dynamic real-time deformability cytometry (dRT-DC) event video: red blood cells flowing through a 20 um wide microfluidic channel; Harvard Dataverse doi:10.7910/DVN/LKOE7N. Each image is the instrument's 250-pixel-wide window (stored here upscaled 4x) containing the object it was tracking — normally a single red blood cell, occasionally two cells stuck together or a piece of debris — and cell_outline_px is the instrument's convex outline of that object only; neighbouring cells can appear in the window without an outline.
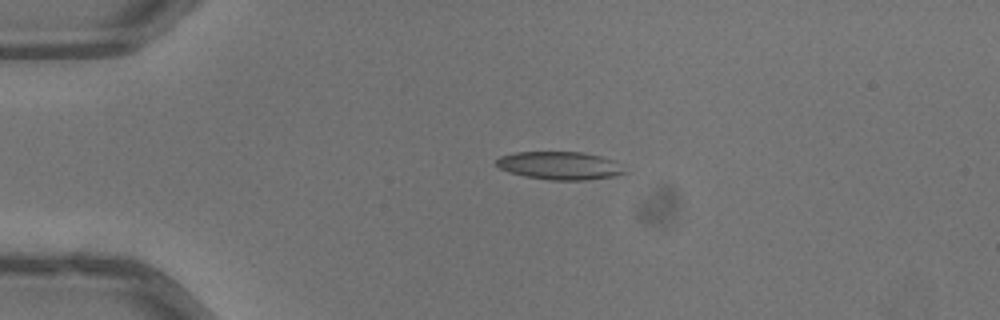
{"species": "common noctule bat (a hibernating species)", "species_latin": "Nyctalus noctula", "temperature_condition": "warm", "stored_images_in_passage": 41, "camera_frame_rate_fps": 3000, "um_per_image_px": 0.085, "animal": {"sex": "male", "body_mass_g": 13.3}, "frame": {"image": 1, "passage_image": 1, "time_ms": 0.0, "image_size_px": [1000, 320], "cell_outline_px": [[624, 172], [612, 176], [584, 180], [548, 180], [524, 176], [508, 172], [500, 168], [496, 164], [496, 160], [500, 156], [516, 152], [580, 152], [600, 156], [612, 160]], "centroid_in_image_um": [47.47, 14.07], "position_along_channel_um": 37.5, "area_um2": 20.52}}
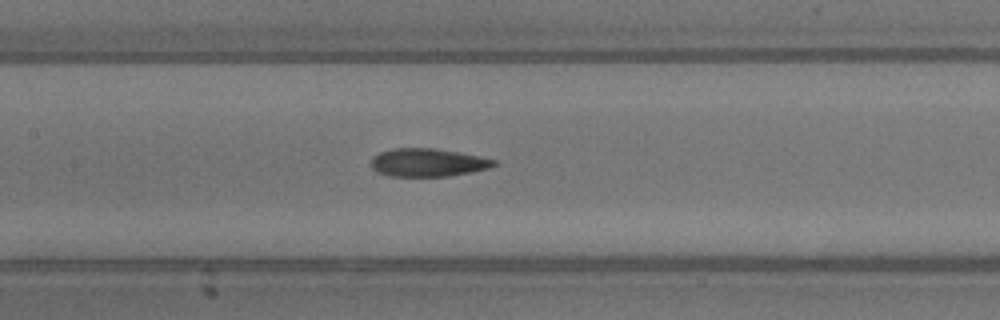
{"frame": {"image": 2, "passage_image": 14, "time_ms": 4.333, "image_size_px": [1000, 320], "cell_outline_px": [[496, 164], [488, 168], [472, 172], [448, 176], [388, 176], [376, 172], [372, 168], [372, 156], [380, 152], [392, 148], [436, 148], [496, 160]], "centroid_in_image_um": [36.31, 13.82], "position_along_channel_um": 171.1, "area_um2": 20.0}}
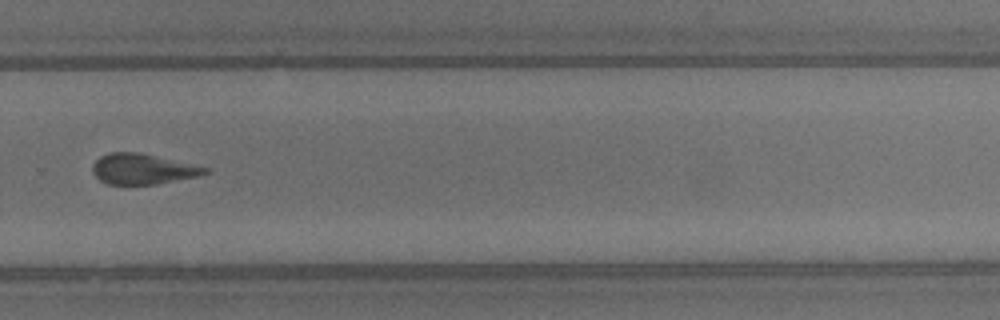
{"frame": {"image": 3, "passage_image": 25, "time_ms": 8.0, "image_size_px": [1000, 320], "cell_outline_px": [[212, 172], [196, 176], [156, 184], [108, 184], [100, 180], [92, 172], [92, 164], [100, 156], [108, 152], [136, 152], [212, 168]], "centroid_in_image_um": [12.13, 14.36], "position_along_channel_um": 317.7, "area_um2": 19.88}, "authors_computed_cell_mechanics": {"area_um2": 20.3456, "velocity_mm_per_s": 4.0187, "shape_relaxation_time_tau1_ms": 3.3103, "shape_relaxation_time_tau2_ms": 2.9081, "deformation_change_tau1": 0.1303, "deformation_change_tau2": 0.1396}}